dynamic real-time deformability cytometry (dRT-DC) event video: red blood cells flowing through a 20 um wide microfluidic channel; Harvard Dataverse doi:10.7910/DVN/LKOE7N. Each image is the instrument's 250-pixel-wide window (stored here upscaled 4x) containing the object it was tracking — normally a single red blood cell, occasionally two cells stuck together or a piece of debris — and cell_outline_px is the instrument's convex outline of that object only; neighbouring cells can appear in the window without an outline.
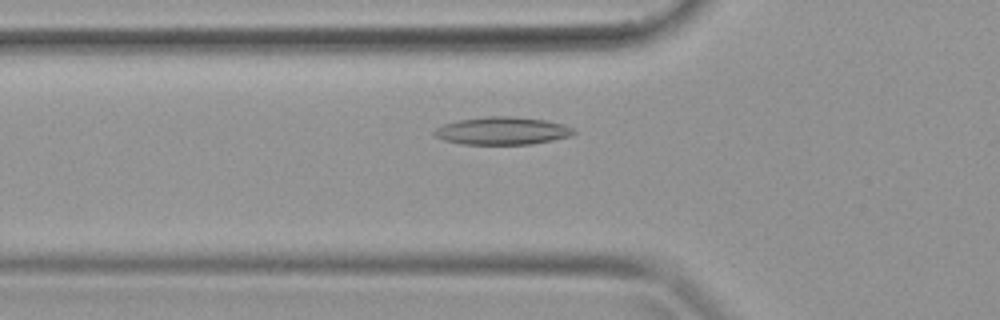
{"species": "common noctule bat (a hibernating species)", "species_latin": "Nyctalus noctula", "temperature_condition": "warm", "stored_images_in_passage": 27, "camera_frame_rate_fps": 3000, "um_per_image_px": 0.085, "animal": {"sex": "female", "body_mass_g": 19.9}, "frame": {"image": 1, "passage_image": 3, "time_ms": 0.667, "image_size_px": [1000, 320], "cell_outline_px": [[576, 132], [572, 136], [532, 144], [460, 144], [444, 140], [436, 136], [432, 132], [436, 128], [444, 124], [456, 120], [484, 116], [508, 116], [544, 120], [564, 124], [572, 128]], "centroid_in_image_um": [42.68, 11.12], "position_along_channel_um": 83.1, "area_um2": 22.54}}
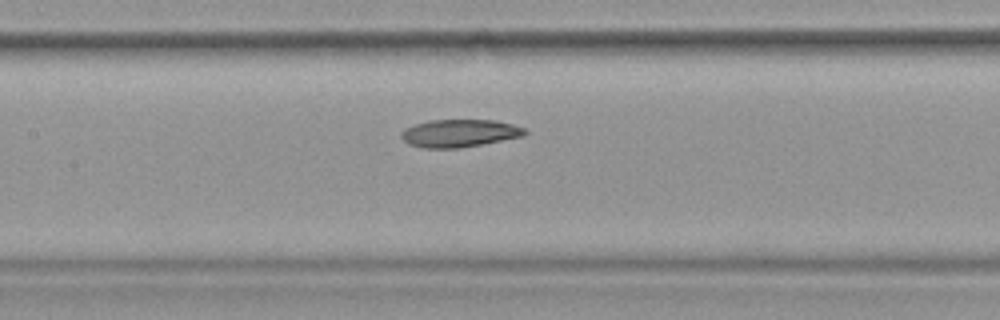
{"frame": {"image": 2, "passage_image": 8, "time_ms": 2.333, "image_size_px": [1000, 320], "cell_outline_px": [[528, 132], [524, 136], [460, 148], [420, 148], [408, 144], [400, 136], [400, 132], [404, 128], [428, 120], [496, 120], [512, 124], [524, 128]], "centroid_in_image_um": [39.03, 11.32], "position_along_channel_um": 168.4, "area_um2": 20.06}}
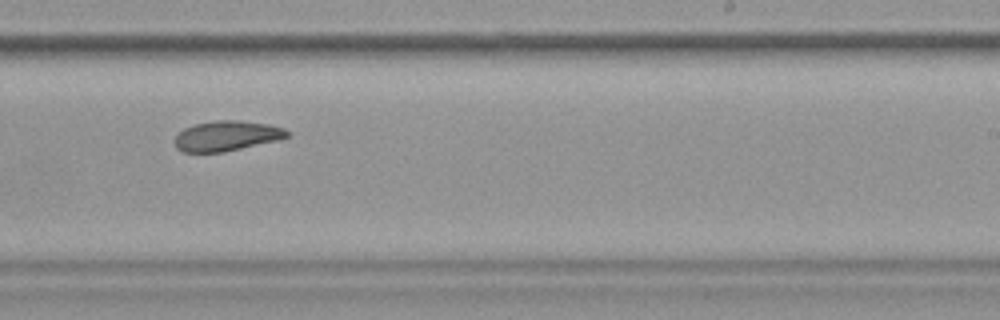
{"frame": {"image": 3, "passage_image": 14, "time_ms": 4.333, "image_size_px": [1000, 320], "cell_outline_px": [[288, 136], [280, 140], [224, 152], [180, 152], [176, 148], [172, 140], [184, 128], [196, 124], [216, 120], [240, 120], [268, 124], [284, 128], [288, 132]], "centroid_in_image_um": [19.25, 11.56], "position_along_channel_um": 269.8, "area_um2": 19.88}}